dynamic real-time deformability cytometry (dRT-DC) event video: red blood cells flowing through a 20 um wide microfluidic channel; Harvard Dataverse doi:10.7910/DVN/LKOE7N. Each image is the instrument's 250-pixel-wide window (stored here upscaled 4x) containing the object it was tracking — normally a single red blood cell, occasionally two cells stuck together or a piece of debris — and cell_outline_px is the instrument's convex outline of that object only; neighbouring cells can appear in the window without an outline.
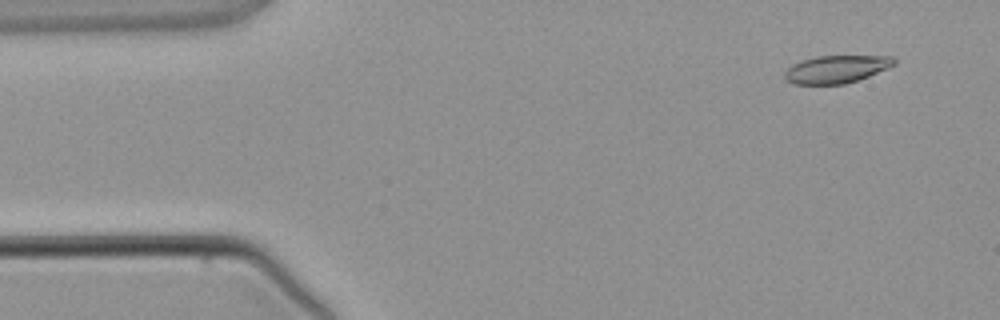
{"species": "common noctule bat (a hibernating species)", "species_latin": "Nyctalus noctula", "temperature_condition": "warm", "stored_images_in_passage": 4, "camera_frame_rate_fps": 3000, "um_per_image_px": 0.085, "animal": {"sex": "male", "body_mass_g": 21.5, "forearm_length_mm": 52.0}, "frame": {"image": 1, "passage_image": 1, "time_ms": 0.0, "image_size_px": [1000, 320], "cell_outline_px": [[896, 64], [888, 68], [868, 76], [844, 84], [796, 84], [784, 80], [784, 72], [792, 64], [800, 60], [816, 56], [892, 56], [896, 60]], "centroid_in_image_um": [71.06, 5.87], "position_along_channel_um": 13.9, "area_um2": 17.69}}